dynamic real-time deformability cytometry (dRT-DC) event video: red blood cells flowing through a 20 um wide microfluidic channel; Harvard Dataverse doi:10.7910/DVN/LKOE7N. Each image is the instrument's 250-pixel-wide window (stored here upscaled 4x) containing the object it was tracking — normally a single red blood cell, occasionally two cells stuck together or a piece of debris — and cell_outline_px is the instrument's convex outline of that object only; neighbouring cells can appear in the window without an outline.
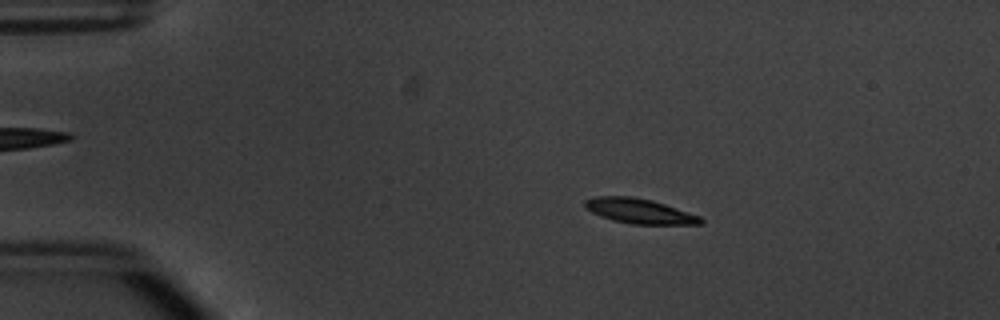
{"species": "common noctule bat (a hibernating species)", "species_latin": "Nyctalus noctula", "temperature_condition": "warm", "stored_images_in_passage": 45, "camera_frame_rate_fps": 3000, "um_per_image_px": 0.085, "animal": {"sex": "male", "body_mass_g": 20.1, "forearm_length_mm": 53.5}, "frame": {"image": 1, "passage_image": 2, "time_ms": 0.333, "image_size_px": [1000, 320], "cell_outline_px": [[704, 224], [632, 224], [612, 220], [600, 216], [584, 208], [584, 200], [596, 196], [632, 196], [652, 200], [700, 216], [704, 220]], "centroid_in_image_um": [54.32, 17.94], "position_along_channel_um": 30.7, "area_um2": 16.82}}
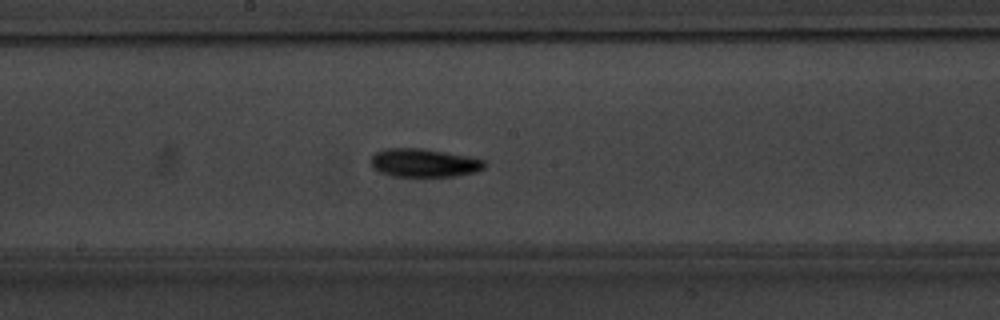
{"frame": {"image": 2, "passage_image": 21, "time_ms": 6.667, "image_size_px": [1000, 320], "cell_outline_px": [[484, 168], [476, 172], [456, 176], [392, 176], [380, 172], [372, 168], [372, 156], [376, 152], [388, 148], [420, 148], [444, 152], [484, 160]], "centroid_in_image_um": [36.01, 13.85], "position_along_channel_um": 212.2, "area_um2": 18.5}}
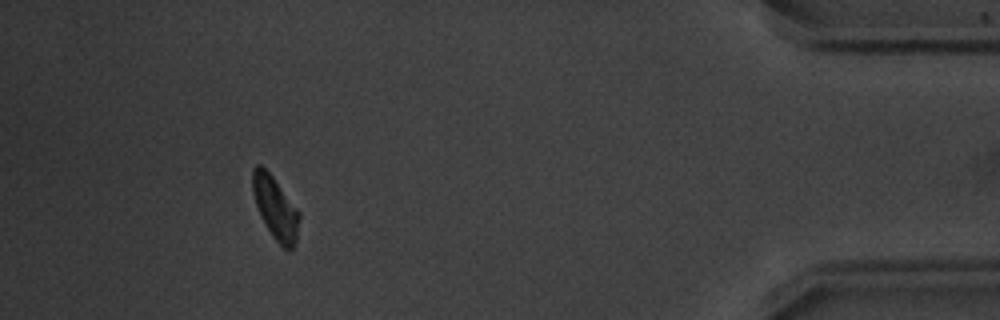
{"frame": {"image": 3, "passage_image": 41, "time_ms": 13.333, "image_size_px": [1000, 320], "cell_outline_px": [[300, 216], [296, 240], [292, 248], [288, 252], [272, 236], [260, 216], [252, 192], [252, 172], [256, 164], [260, 164], [272, 176], [300, 212]], "centroid_in_image_um": [23.4, 17.68], "position_along_channel_um": 411.8, "area_um2": 16.88}, "authors_computed_cell_mechanics": {"area_um2": 17.3978, "velocity_mm_per_s": 3.8051, "shape_relaxation_time_tau1_ms": 2.1516, "shape_relaxation_time_tau2_ms": null, "deformation_change_tau1": 0.1347, "deformation_change_tau2": null}}